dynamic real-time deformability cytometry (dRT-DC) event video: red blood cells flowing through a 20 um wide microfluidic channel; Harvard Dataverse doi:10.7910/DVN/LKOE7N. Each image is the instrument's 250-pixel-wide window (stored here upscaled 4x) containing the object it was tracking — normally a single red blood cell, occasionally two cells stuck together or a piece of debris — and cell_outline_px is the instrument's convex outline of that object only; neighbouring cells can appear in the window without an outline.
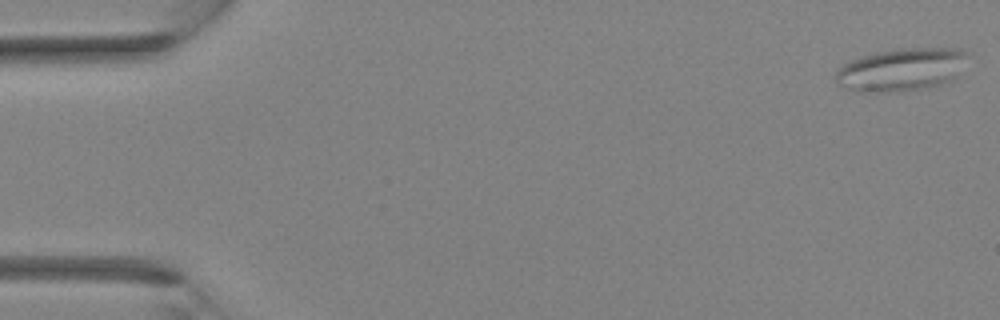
{"species": "Egyptian fruit bat (a non-hibernating species)", "species_latin": "Rousettus aegyptiacus", "temperature_condition": "room temperature", "stored_images_in_passage": 35, "camera_frame_rate_fps": 3000, "um_per_image_px": 0.085, "animal": {"sex": "female"}, "frame": {"image": 1, "passage_image": 1, "time_ms": 0.0, "image_size_px": [1000, 320], "cell_outline_px": [[968, 56], [956, 76], [952, 80], [928, 88], [900, 92], [860, 92], [836, 84], [832, 76], [844, 64], [852, 60], [876, 52], [900, 48], [956, 48], [964, 52]], "centroid_in_image_um": [76.59, 5.93], "position_along_channel_um": 8.4, "area_um2": 33.0}}
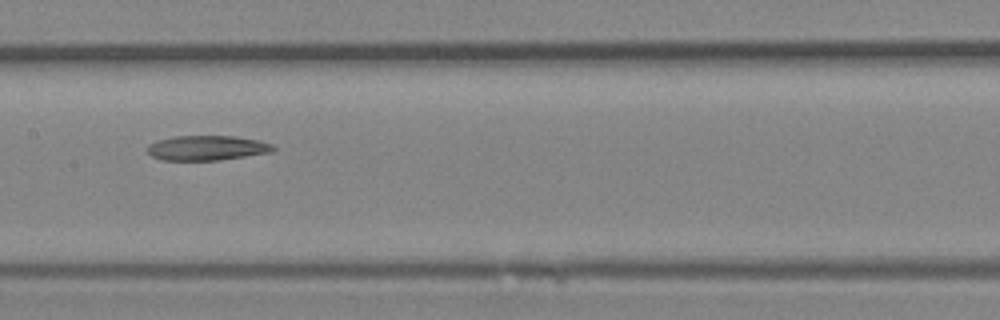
{"frame": {"image": 2, "passage_image": 18, "time_ms": 5.667, "image_size_px": [1000, 320], "cell_outline_px": [[276, 148], [272, 152], [220, 160], [160, 160], [152, 156], [148, 152], [148, 144], [156, 140], [172, 136], [236, 136], [260, 140], [272, 144]], "centroid_in_image_um": [17.59, 12.57], "position_along_channel_um": 189.8, "area_um2": 18.38}}
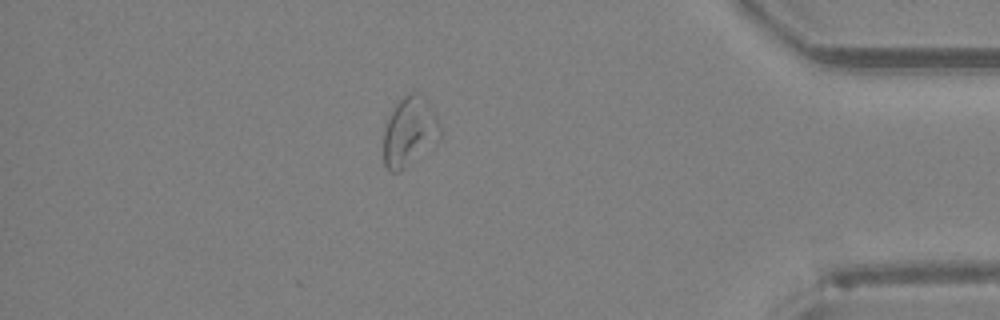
{"frame": {"image": 3, "passage_image": 31, "time_ms": 10.0, "image_size_px": [1000, 320], "cell_outline_px": [[444, 132], [440, 140], [400, 172], [392, 172], [384, 164], [384, 132], [392, 108], [404, 96], [412, 92], [420, 92], [428, 100]], "centroid_in_image_um": [34.86, 11.18], "position_along_channel_um": 400.3, "area_um2": 23.18}}